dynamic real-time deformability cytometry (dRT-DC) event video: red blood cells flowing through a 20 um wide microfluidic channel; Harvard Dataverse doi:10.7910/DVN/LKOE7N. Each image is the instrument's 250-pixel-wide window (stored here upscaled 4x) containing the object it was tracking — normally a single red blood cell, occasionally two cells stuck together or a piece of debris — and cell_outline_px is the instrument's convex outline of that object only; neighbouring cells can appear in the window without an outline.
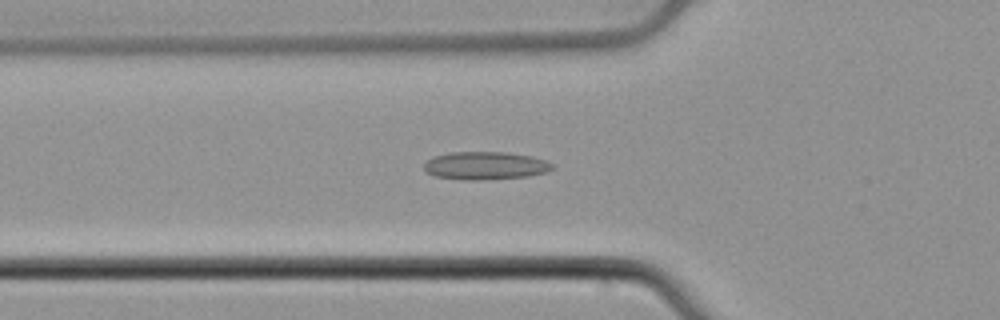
{"species": "common noctule bat (a hibernating species)", "species_latin": "Nyctalus noctula", "temperature_condition": "cold", "stored_images_in_passage": 50, "camera_frame_rate_fps": 3000, "um_per_image_px": 0.085, "animal": {"sex": "male", "body_mass_g": 21.5, "forearm_length_mm": 52.0}, "frame": {"image": 1, "passage_image": 18, "time_ms": 5.667, "image_size_px": [1000, 320], "cell_outline_px": [[552, 168], [544, 172], [528, 176], [484, 180], [464, 180], [436, 176], [428, 172], [424, 168], [424, 164], [432, 156], [452, 152], [508, 152], [532, 156], [544, 160], [552, 164]], "centroid_in_image_um": [41.23, 14.07], "position_along_channel_um": 84.6, "area_um2": 20.75}}
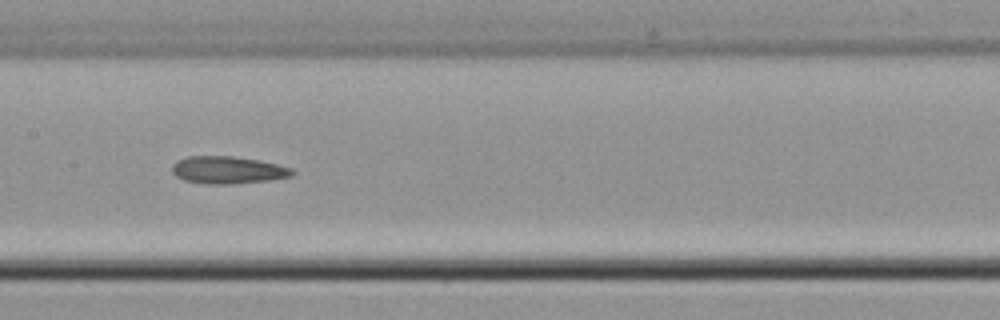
{"frame": {"image": 2, "passage_image": 26, "time_ms": 8.333, "image_size_px": [1000, 320], "cell_outline_px": [[296, 172], [292, 176], [268, 180], [228, 184], [204, 184], [184, 180], [176, 176], [172, 172], [172, 164], [176, 160], [188, 156], [232, 156], [260, 160], [292, 168]], "centroid_in_image_um": [19.34, 14.44], "position_along_channel_um": 188.1, "area_um2": 19.25}}
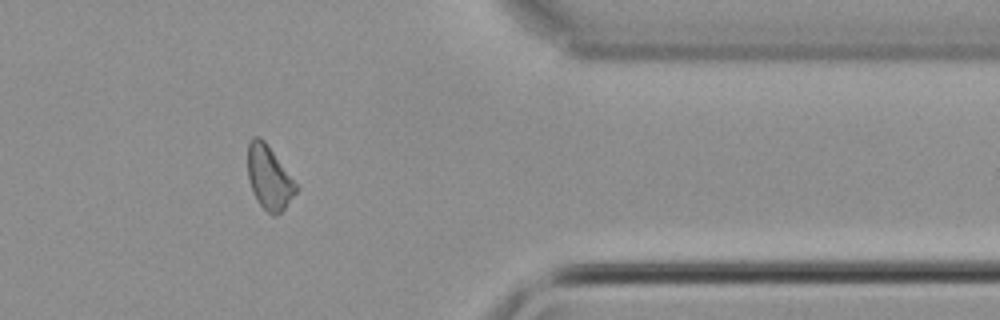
{"frame": {"image": 3, "passage_image": 43, "time_ms": 14.0, "image_size_px": [1000, 320], "cell_outline_px": [[300, 188], [284, 208], [276, 216], [272, 216], [256, 200], [252, 192], [248, 176], [248, 140], [252, 136], [260, 136], [264, 140], [300, 184]], "centroid_in_image_um": [22.91, 15.07], "position_along_channel_um": 388.5, "area_um2": 18.44}}